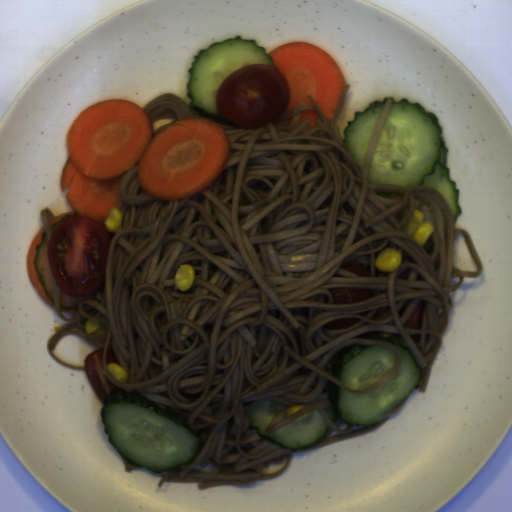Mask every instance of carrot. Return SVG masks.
I'll list each match as a JSON object with an SVG mask.
<instances>
[{"label":"carrot","instance_id":"carrot-1","mask_svg":"<svg viewBox=\"0 0 512 512\" xmlns=\"http://www.w3.org/2000/svg\"><path fill=\"white\" fill-rule=\"evenodd\" d=\"M153 121L138 104L106 100L77 116L67 134L68 159L60 188L72 212L105 228L125 172L139 161L137 179L148 196L161 200L187 197L208 188L224 171L230 141L225 130L204 117L175 122L154 137Z\"/></svg>","mask_w":512,"mask_h":512},{"label":"carrot","instance_id":"carrot-2","mask_svg":"<svg viewBox=\"0 0 512 512\" xmlns=\"http://www.w3.org/2000/svg\"><path fill=\"white\" fill-rule=\"evenodd\" d=\"M274 67L282 72L289 89L284 112L300 106H313L311 95L331 125L346 87L339 65L322 48L303 43H287L268 54ZM283 112V113H284Z\"/></svg>","mask_w":512,"mask_h":512},{"label":"carrot","instance_id":"carrot-3","mask_svg":"<svg viewBox=\"0 0 512 512\" xmlns=\"http://www.w3.org/2000/svg\"><path fill=\"white\" fill-rule=\"evenodd\" d=\"M45 232L44 225L38 230V232L35 234L27 255V262H26V269L28 272L29 279L31 281V284L34 288V290L37 292L39 297L45 301L49 306L55 308V304L50 300V298L47 296L42 283L40 281L39 275L36 270L35 261L37 257V250L36 247L42 242V233Z\"/></svg>","mask_w":512,"mask_h":512},{"label":"carrot","instance_id":"carrot-4","mask_svg":"<svg viewBox=\"0 0 512 512\" xmlns=\"http://www.w3.org/2000/svg\"><path fill=\"white\" fill-rule=\"evenodd\" d=\"M423 308V300L420 301L412 310L410 316L406 319V321L403 323L402 327L404 328H411V329H418L421 312Z\"/></svg>","mask_w":512,"mask_h":512},{"label":"carrot","instance_id":"carrot-5","mask_svg":"<svg viewBox=\"0 0 512 512\" xmlns=\"http://www.w3.org/2000/svg\"><path fill=\"white\" fill-rule=\"evenodd\" d=\"M320 117L317 110H304L301 114V117H300V120L298 122V125L297 127H299L306 119H308V121H310V123L308 124V126H311V127H317V118Z\"/></svg>","mask_w":512,"mask_h":512},{"label":"carrot","instance_id":"carrot-6","mask_svg":"<svg viewBox=\"0 0 512 512\" xmlns=\"http://www.w3.org/2000/svg\"><path fill=\"white\" fill-rule=\"evenodd\" d=\"M61 313H68V314H78V309H65L60 306Z\"/></svg>","mask_w":512,"mask_h":512},{"label":"carrot","instance_id":"carrot-7","mask_svg":"<svg viewBox=\"0 0 512 512\" xmlns=\"http://www.w3.org/2000/svg\"><path fill=\"white\" fill-rule=\"evenodd\" d=\"M344 105H345V97L343 98V100H342V102H341V104H340V106H339V108H338V112H337V114H340V113H341V111H342V110H343V108H344Z\"/></svg>","mask_w":512,"mask_h":512}]
</instances>
